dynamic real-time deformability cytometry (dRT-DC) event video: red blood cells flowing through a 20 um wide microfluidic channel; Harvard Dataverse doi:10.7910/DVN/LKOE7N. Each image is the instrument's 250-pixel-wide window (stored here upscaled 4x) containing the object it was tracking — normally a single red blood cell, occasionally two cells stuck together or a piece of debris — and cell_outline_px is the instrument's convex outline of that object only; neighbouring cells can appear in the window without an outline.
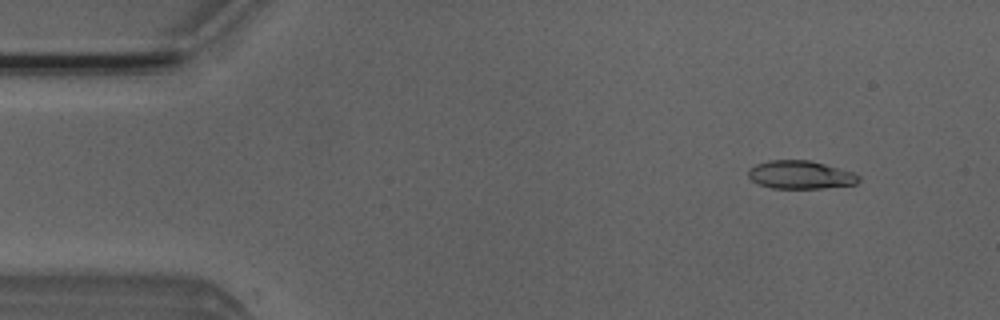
{"species": "Egyptian fruit bat (a non-hibernating species)", "species_latin": "Rousettus aegyptiacus", "temperature_condition": "room temperature", "stored_images_in_passage": 51, "camera_frame_rate_fps": 3000, "um_per_image_px": 0.085, "animal": {"sex": "male"}, "frame": {"image": 1, "passage_image": 5, "time_ms": 1.333, "image_size_px": [1000, 320], "cell_outline_px": [[860, 180], [856, 184], [824, 188], [772, 188], [760, 184], [752, 180], [748, 176], [748, 168], [756, 164], [768, 160], [808, 160], [824, 164], [852, 172], [860, 176]], "centroid_in_image_um": [68.02, 14.86], "position_along_channel_um": 17.0, "area_um2": 18.03}}
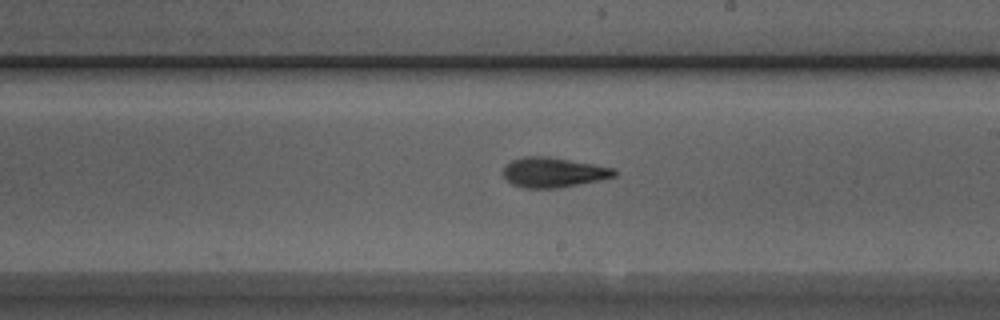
{"frame": {"image": 2, "passage_image": 29, "time_ms": 9.333, "image_size_px": [1000, 320], "cell_outline_px": [[616, 176], [600, 180], [556, 188], [524, 188], [512, 184], [504, 176], [504, 168], [512, 160], [524, 156], [548, 156], [616, 168]], "centroid_in_image_um": [47.06, 14.65], "position_along_channel_um": 241.9, "area_um2": 19.25}}
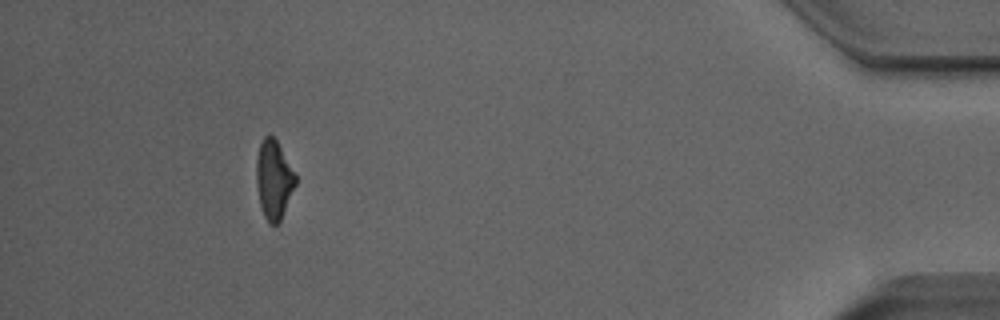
{"frame": {"image": 3, "passage_image": 47, "time_ms": 15.333, "image_size_px": [1000, 320], "cell_outline_px": [[296, 184], [280, 220], [276, 224], [268, 224], [264, 216], [260, 204], [256, 184], [256, 160], [260, 144], [264, 136], [272, 136], [276, 140], [296, 176]], "centroid_in_image_um": [23.25, 15.28], "position_along_channel_um": 412.0, "area_um2": 17.63}, "authors_computed_cell_mechanics": {"area_um2": 18.9584, "velocity_mm_per_s": 3.951, "shape_relaxation_time_tau1_ms": 3.4228, "shape_relaxation_time_tau2_ms": 2.6571, "deformation_change_tau1": 0.1574, "deformation_change_tau2": 0.1093}}